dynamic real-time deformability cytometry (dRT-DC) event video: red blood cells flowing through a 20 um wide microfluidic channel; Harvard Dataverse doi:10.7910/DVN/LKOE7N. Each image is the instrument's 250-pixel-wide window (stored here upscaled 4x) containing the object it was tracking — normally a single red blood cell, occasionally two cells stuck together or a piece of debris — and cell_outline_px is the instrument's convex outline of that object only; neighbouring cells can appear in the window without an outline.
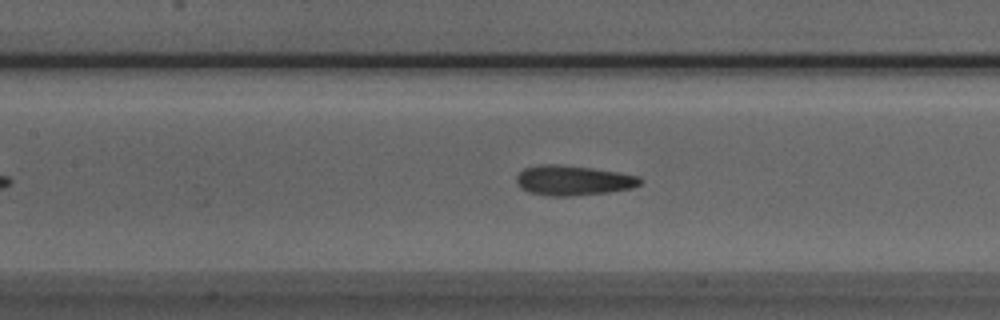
{"species": "Egyptian fruit bat (a non-hibernating species)", "species_latin": "Rousettus aegyptiacus", "temperature_condition": "room temperature", "stored_images_in_passage": 32, "camera_frame_rate_fps": 3000, "um_per_image_px": 0.085, "animal": {"sex": "male"}, "frame": {"image": 1, "passage_image": 10, "time_ms": 3.0, "image_size_px": [1000, 320], "cell_outline_px": [[640, 184], [632, 188], [608, 192], [568, 196], [552, 196], [528, 192], [520, 188], [516, 180], [516, 176], [524, 168], [540, 164], [560, 164], [592, 168], [640, 176]], "centroid_in_image_um": [48.68, 15.33], "position_along_channel_um": 158.7, "area_um2": 21.5}}
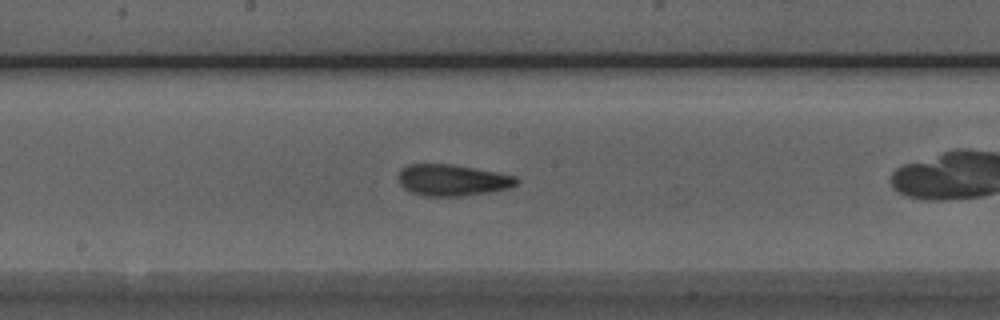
{"frame": {"image": 2, "passage_image": 14, "time_ms": 4.333, "image_size_px": [1000, 320], "cell_outline_px": [[520, 180], [516, 184], [508, 188], [488, 192], [460, 196], [424, 196], [408, 192], [400, 184], [400, 168], [408, 164], [452, 164], [496, 172], [516, 176]], "centroid_in_image_um": [38.43, 15.31], "position_along_channel_um": 209.8, "area_um2": 21.56}}
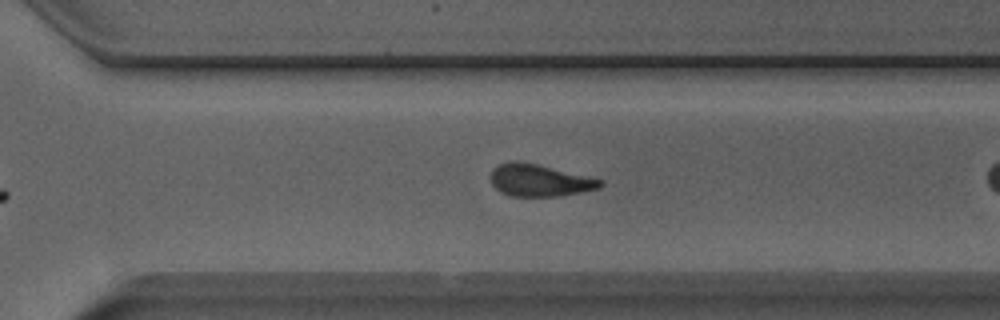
{"frame": {"image": 3, "passage_image": 23, "time_ms": 7.333, "image_size_px": [1000, 320], "cell_outline_px": [[604, 184], [600, 188], [560, 196], [512, 196], [500, 192], [492, 184], [492, 172], [500, 164], [508, 160], [520, 160], [604, 180]], "centroid_in_image_um": [45.88, 15.32], "position_along_channel_um": 324.7, "area_um2": 20.4}, "authors_computed_cell_mechanics": {"area_um2": 21.4438, "velocity_mm_per_s": 3.8409, "shape_relaxation_time_tau1_ms": 6.4379, "shape_relaxation_time_tau2_ms": 2.1254, "deformation_change_tau1": 0.1614, "deformation_change_tau2": 0.0956}}